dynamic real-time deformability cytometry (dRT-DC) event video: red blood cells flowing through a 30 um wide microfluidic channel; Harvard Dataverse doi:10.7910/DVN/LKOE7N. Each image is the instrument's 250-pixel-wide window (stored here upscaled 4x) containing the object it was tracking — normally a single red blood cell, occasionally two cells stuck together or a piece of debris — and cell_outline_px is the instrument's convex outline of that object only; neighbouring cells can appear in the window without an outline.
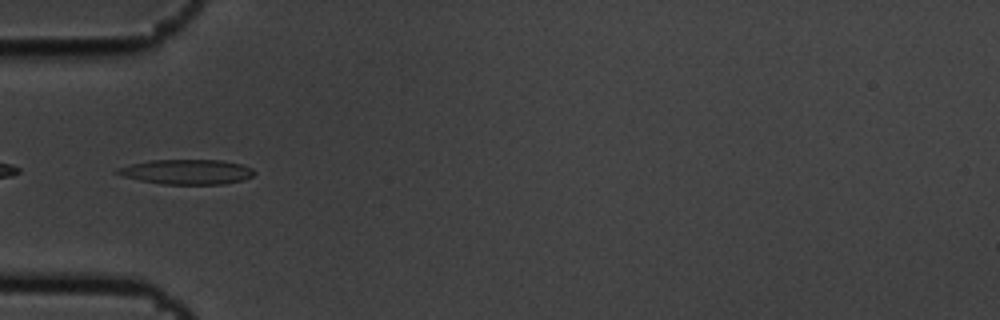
{"species": "common noctule bat (a hibernating species)", "species_latin": "Nyctalus noctula", "temperature_condition": "cold", "stored_images_in_passage": 6, "camera_frame_rate_fps": 3000, "um_per_image_px": 0.085, "animal": {"sex": "male", "body_mass_g": 19.5, "forearm_length_mm": 54.6}, "frame": {"image": 1, "passage_image": 4, "time_ms": 1.0, "image_size_px": [1000, 320], "cell_outline_px": [[256, 172], [252, 176], [244, 180], [224, 184], [164, 184], [140, 180], [124, 176], [112, 172], [116, 168], [132, 164], [152, 160], [220, 160], [240, 164], [252, 168]], "centroid_in_image_um": [15.89, 14.61], "position_along_channel_um": 69.1, "area_um2": 19.77}}
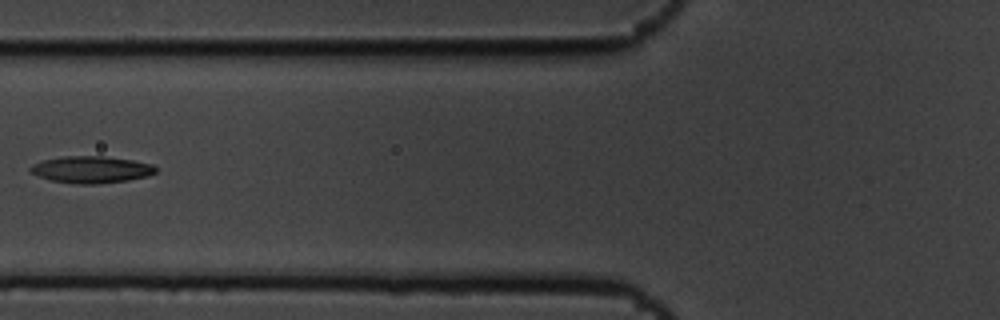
{"frame": {"image": 2, "passage_image": 5, "time_ms": 1.333, "image_size_px": [1000, 320], "cell_outline_px": [[156, 172], [148, 176], [128, 180], [96, 184], [76, 184], [52, 180], [40, 176], [32, 172], [28, 168], [32, 164], [44, 160], [64, 156], [104, 156], [132, 160], [152, 164], [156, 168]], "centroid_in_image_um": [7.77, 14.41], "position_along_channel_um": 118.0, "area_um2": 19.48}}
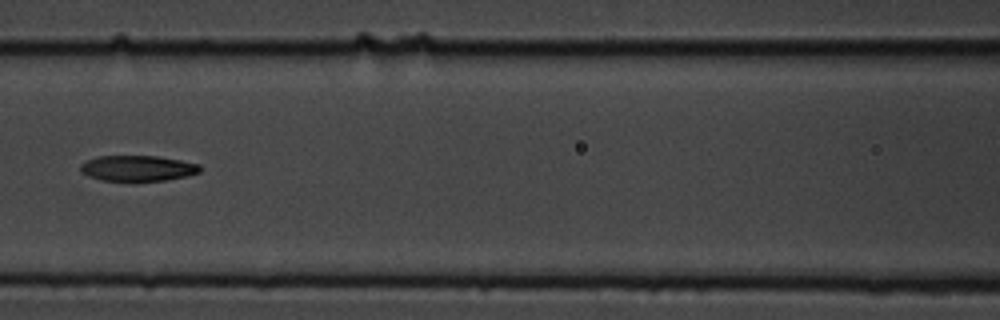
{"frame": {"image": 3, "passage_image": 6, "time_ms": 1.667, "image_size_px": [1000, 320], "cell_outline_px": [[200, 172], [188, 176], [164, 180], [136, 184], [132, 184], [100, 180], [88, 176], [80, 172], [80, 164], [96, 156], [156, 156], [180, 160], [200, 164]], "centroid_in_image_um": [11.67, 14.35], "position_along_channel_um": 154.9, "area_um2": 18.73}}